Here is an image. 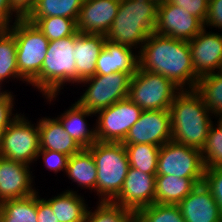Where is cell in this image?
I'll use <instances>...</instances> for the list:
<instances>
[{
    "label": "cell",
    "mask_w": 222,
    "mask_h": 222,
    "mask_svg": "<svg viewBox=\"0 0 222 222\" xmlns=\"http://www.w3.org/2000/svg\"><path fill=\"white\" fill-rule=\"evenodd\" d=\"M139 67L161 74L182 89H195V74L188 41L153 33L138 52Z\"/></svg>",
    "instance_id": "6da1fadb"
},
{
    "label": "cell",
    "mask_w": 222,
    "mask_h": 222,
    "mask_svg": "<svg viewBox=\"0 0 222 222\" xmlns=\"http://www.w3.org/2000/svg\"><path fill=\"white\" fill-rule=\"evenodd\" d=\"M172 140L202 150L216 117L195 89L180 90L170 106Z\"/></svg>",
    "instance_id": "7a4b0ae2"
},
{
    "label": "cell",
    "mask_w": 222,
    "mask_h": 222,
    "mask_svg": "<svg viewBox=\"0 0 222 222\" xmlns=\"http://www.w3.org/2000/svg\"><path fill=\"white\" fill-rule=\"evenodd\" d=\"M160 0H120L106 39L140 51L154 33Z\"/></svg>",
    "instance_id": "3957f363"
},
{
    "label": "cell",
    "mask_w": 222,
    "mask_h": 222,
    "mask_svg": "<svg viewBox=\"0 0 222 222\" xmlns=\"http://www.w3.org/2000/svg\"><path fill=\"white\" fill-rule=\"evenodd\" d=\"M75 34L49 41L40 73L29 83L49 102L56 101L65 85L76 86Z\"/></svg>",
    "instance_id": "277c9868"
},
{
    "label": "cell",
    "mask_w": 222,
    "mask_h": 222,
    "mask_svg": "<svg viewBox=\"0 0 222 222\" xmlns=\"http://www.w3.org/2000/svg\"><path fill=\"white\" fill-rule=\"evenodd\" d=\"M97 168L98 201L112 202L120 193L129 169L122 142H95L90 148Z\"/></svg>",
    "instance_id": "5b68a950"
},
{
    "label": "cell",
    "mask_w": 222,
    "mask_h": 222,
    "mask_svg": "<svg viewBox=\"0 0 222 222\" xmlns=\"http://www.w3.org/2000/svg\"><path fill=\"white\" fill-rule=\"evenodd\" d=\"M8 29L16 40L19 74L30 83L41 71L49 40L25 18L17 20Z\"/></svg>",
    "instance_id": "8992f818"
},
{
    "label": "cell",
    "mask_w": 222,
    "mask_h": 222,
    "mask_svg": "<svg viewBox=\"0 0 222 222\" xmlns=\"http://www.w3.org/2000/svg\"><path fill=\"white\" fill-rule=\"evenodd\" d=\"M135 73L117 72L108 75L95 74L83 79L77 85L85 88L77 103L88 111L96 113L112 104L128 98L131 77Z\"/></svg>",
    "instance_id": "52a82bcc"
},
{
    "label": "cell",
    "mask_w": 222,
    "mask_h": 222,
    "mask_svg": "<svg viewBox=\"0 0 222 222\" xmlns=\"http://www.w3.org/2000/svg\"><path fill=\"white\" fill-rule=\"evenodd\" d=\"M180 90L165 76L138 67L131 77L128 98L142 110H169Z\"/></svg>",
    "instance_id": "ba28073f"
},
{
    "label": "cell",
    "mask_w": 222,
    "mask_h": 222,
    "mask_svg": "<svg viewBox=\"0 0 222 222\" xmlns=\"http://www.w3.org/2000/svg\"><path fill=\"white\" fill-rule=\"evenodd\" d=\"M36 122L32 123L20 112L0 135V156L33 165L40 151L39 126Z\"/></svg>",
    "instance_id": "9c48e42d"
},
{
    "label": "cell",
    "mask_w": 222,
    "mask_h": 222,
    "mask_svg": "<svg viewBox=\"0 0 222 222\" xmlns=\"http://www.w3.org/2000/svg\"><path fill=\"white\" fill-rule=\"evenodd\" d=\"M143 110L129 98L95 113L96 138L100 142H123Z\"/></svg>",
    "instance_id": "30bf717a"
},
{
    "label": "cell",
    "mask_w": 222,
    "mask_h": 222,
    "mask_svg": "<svg viewBox=\"0 0 222 222\" xmlns=\"http://www.w3.org/2000/svg\"><path fill=\"white\" fill-rule=\"evenodd\" d=\"M204 174L205 166L200 150L173 140L160 147L156 175L204 178Z\"/></svg>",
    "instance_id": "8fae6325"
},
{
    "label": "cell",
    "mask_w": 222,
    "mask_h": 222,
    "mask_svg": "<svg viewBox=\"0 0 222 222\" xmlns=\"http://www.w3.org/2000/svg\"><path fill=\"white\" fill-rule=\"evenodd\" d=\"M204 23L182 7L160 0L154 33L175 39L190 41L202 29Z\"/></svg>",
    "instance_id": "7c38bea8"
},
{
    "label": "cell",
    "mask_w": 222,
    "mask_h": 222,
    "mask_svg": "<svg viewBox=\"0 0 222 222\" xmlns=\"http://www.w3.org/2000/svg\"><path fill=\"white\" fill-rule=\"evenodd\" d=\"M171 140L170 110H143L122 143L124 145L154 144L161 147Z\"/></svg>",
    "instance_id": "4fadbf2b"
},
{
    "label": "cell",
    "mask_w": 222,
    "mask_h": 222,
    "mask_svg": "<svg viewBox=\"0 0 222 222\" xmlns=\"http://www.w3.org/2000/svg\"><path fill=\"white\" fill-rule=\"evenodd\" d=\"M203 28L188 41L195 74L202 76L222 71V32Z\"/></svg>",
    "instance_id": "5bb4252c"
},
{
    "label": "cell",
    "mask_w": 222,
    "mask_h": 222,
    "mask_svg": "<svg viewBox=\"0 0 222 222\" xmlns=\"http://www.w3.org/2000/svg\"><path fill=\"white\" fill-rule=\"evenodd\" d=\"M32 167L0 156V203L28 197L39 191L35 187Z\"/></svg>",
    "instance_id": "9a60e30c"
},
{
    "label": "cell",
    "mask_w": 222,
    "mask_h": 222,
    "mask_svg": "<svg viewBox=\"0 0 222 222\" xmlns=\"http://www.w3.org/2000/svg\"><path fill=\"white\" fill-rule=\"evenodd\" d=\"M156 174H148L129 167L119 195L112 201L137 212L155 203Z\"/></svg>",
    "instance_id": "2e32d148"
},
{
    "label": "cell",
    "mask_w": 222,
    "mask_h": 222,
    "mask_svg": "<svg viewBox=\"0 0 222 222\" xmlns=\"http://www.w3.org/2000/svg\"><path fill=\"white\" fill-rule=\"evenodd\" d=\"M119 6L120 0H84L77 20V31L106 35Z\"/></svg>",
    "instance_id": "e0dca14e"
},
{
    "label": "cell",
    "mask_w": 222,
    "mask_h": 222,
    "mask_svg": "<svg viewBox=\"0 0 222 222\" xmlns=\"http://www.w3.org/2000/svg\"><path fill=\"white\" fill-rule=\"evenodd\" d=\"M185 222H222V215L211 190L198 184L178 205Z\"/></svg>",
    "instance_id": "ac0fdd59"
},
{
    "label": "cell",
    "mask_w": 222,
    "mask_h": 222,
    "mask_svg": "<svg viewBox=\"0 0 222 222\" xmlns=\"http://www.w3.org/2000/svg\"><path fill=\"white\" fill-rule=\"evenodd\" d=\"M138 67V51L106 39L104 48L96 61V74L135 73Z\"/></svg>",
    "instance_id": "d6986e66"
},
{
    "label": "cell",
    "mask_w": 222,
    "mask_h": 222,
    "mask_svg": "<svg viewBox=\"0 0 222 222\" xmlns=\"http://www.w3.org/2000/svg\"><path fill=\"white\" fill-rule=\"evenodd\" d=\"M105 41L106 36L103 34H82L78 31L75 33L76 85L96 74V61Z\"/></svg>",
    "instance_id": "ffe728a7"
},
{
    "label": "cell",
    "mask_w": 222,
    "mask_h": 222,
    "mask_svg": "<svg viewBox=\"0 0 222 222\" xmlns=\"http://www.w3.org/2000/svg\"><path fill=\"white\" fill-rule=\"evenodd\" d=\"M95 113L81 107L76 101L71 104L63 113L57 115V119L62 124L64 130L74 139L81 148H90L95 142L96 127H92L87 117H94Z\"/></svg>",
    "instance_id": "44dd1931"
},
{
    "label": "cell",
    "mask_w": 222,
    "mask_h": 222,
    "mask_svg": "<svg viewBox=\"0 0 222 222\" xmlns=\"http://www.w3.org/2000/svg\"><path fill=\"white\" fill-rule=\"evenodd\" d=\"M51 116L38 118L40 150H52L68 156L82 148L64 130L60 121Z\"/></svg>",
    "instance_id": "7402d4cb"
},
{
    "label": "cell",
    "mask_w": 222,
    "mask_h": 222,
    "mask_svg": "<svg viewBox=\"0 0 222 222\" xmlns=\"http://www.w3.org/2000/svg\"><path fill=\"white\" fill-rule=\"evenodd\" d=\"M204 178H180L156 175L155 203L178 205Z\"/></svg>",
    "instance_id": "603a6c76"
},
{
    "label": "cell",
    "mask_w": 222,
    "mask_h": 222,
    "mask_svg": "<svg viewBox=\"0 0 222 222\" xmlns=\"http://www.w3.org/2000/svg\"><path fill=\"white\" fill-rule=\"evenodd\" d=\"M44 199L50 204L58 222H84L89 204L84 195L78 193V188L77 191L68 188L57 193V196Z\"/></svg>",
    "instance_id": "cb8c5ba5"
},
{
    "label": "cell",
    "mask_w": 222,
    "mask_h": 222,
    "mask_svg": "<svg viewBox=\"0 0 222 222\" xmlns=\"http://www.w3.org/2000/svg\"><path fill=\"white\" fill-rule=\"evenodd\" d=\"M65 175L81 190L87 189L97 195V168L88 148H82L69 157Z\"/></svg>",
    "instance_id": "d4e9b609"
},
{
    "label": "cell",
    "mask_w": 222,
    "mask_h": 222,
    "mask_svg": "<svg viewBox=\"0 0 222 222\" xmlns=\"http://www.w3.org/2000/svg\"><path fill=\"white\" fill-rule=\"evenodd\" d=\"M16 40L8 28H0V82L9 84V81L29 83L19 74L16 56ZM8 80V81H7Z\"/></svg>",
    "instance_id": "484cf974"
},
{
    "label": "cell",
    "mask_w": 222,
    "mask_h": 222,
    "mask_svg": "<svg viewBox=\"0 0 222 222\" xmlns=\"http://www.w3.org/2000/svg\"><path fill=\"white\" fill-rule=\"evenodd\" d=\"M37 192L0 203V222H38Z\"/></svg>",
    "instance_id": "4316f807"
},
{
    "label": "cell",
    "mask_w": 222,
    "mask_h": 222,
    "mask_svg": "<svg viewBox=\"0 0 222 222\" xmlns=\"http://www.w3.org/2000/svg\"><path fill=\"white\" fill-rule=\"evenodd\" d=\"M83 2L84 0H36L34 8L25 19L61 16L77 22Z\"/></svg>",
    "instance_id": "83f0119b"
},
{
    "label": "cell",
    "mask_w": 222,
    "mask_h": 222,
    "mask_svg": "<svg viewBox=\"0 0 222 222\" xmlns=\"http://www.w3.org/2000/svg\"><path fill=\"white\" fill-rule=\"evenodd\" d=\"M195 90L216 119H222V71L200 77Z\"/></svg>",
    "instance_id": "f1b7e54d"
},
{
    "label": "cell",
    "mask_w": 222,
    "mask_h": 222,
    "mask_svg": "<svg viewBox=\"0 0 222 222\" xmlns=\"http://www.w3.org/2000/svg\"><path fill=\"white\" fill-rule=\"evenodd\" d=\"M96 203V208L88 207L84 222H137V213L133 210L123 208L114 202Z\"/></svg>",
    "instance_id": "f546056e"
},
{
    "label": "cell",
    "mask_w": 222,
    "mask_h": 222,
    "mask_svg": "<svg viewBox=\"0 0 222 222\" xmlns=\"http://www.w3.org/2000/svg\"><path fill=\"white\" fill-rule=\"evenodd\" d=\"M129 166L148 174H156L160 146L154 144L124 145Z\"/></svg>",
    "instance_id": "4dcf8cb0"
},
{
    "label": "cell",
    "mask_w": 222,
    "mask_h": 222,
    "mask_svg": "<svg viewBox=\"0 0 222 222\" xmlns=\"http://www.w3.org/2000/svg\"><path fill=\"white\" fill-rule=\"evenodd\" d=\"M26 20L34 24L49 41L73 36L77 32V22L70 18L54 16Z\"/></svg>",
    "instance_id": "1f68e13d"
},
{
    "label": "cell",
    "mask_w": 222,
    "mask_h": 222,
    "mask_svg": "<svg viewBox=\"0 0 222 222\" xmlns=\"http://www.w3.org/2000/svg\"><path fill=\"white\" fill-rule=\"evenodd\" d=\"M201 150L205 169L222 166V119H216Z\"/></svg>",
    "instance_id": "d6a6232c"
},
{
    "label": "cell",
    "mask_w": 222,
    "mask_h": 222,
    "mask_svg": "<svg viewBox=\"0 0 222 222\" xmlns=\"http://www.w3.org/2000/svg\"><path fill=\"white\" fill-rule=\"evenodd\" d=\"M136 213L137 222H185L177 205L153 203Z\"/></svg>",
    "instance_id": "836d02e7"
},
{
    "label": "cell",
    "mask_w": 222,
    "mask_h": 222,
    "mask_svg": "<svg viewBox=\"0 0 222 222\" xmlns=\"http://www.w3.org/2000/svg\"><path fill=\"white\" fill-rule=\"evenodd\" d=\"M69 157L70 156L66 154L52 150H40L37 154L36 161L41 158L45 168L48 169V171H52L54 174L61 171L65 175Z\"/></svg>",
    "instance_id": "e575fe53"
},
{
    "label": "cell",
    "mask_w": 222,
    "mask_h": 222,
    "mask_svg": "<svg viewBox=\"0 0 222 222\" xmlns=\"http://www.w3.org/2000/svg\"><path fill=\"white\" fill-rule=\"evenodd\" d=\"M204 184L211 190L222 215V166L205 169Z\"/></svg>",
    "instance_id": "d590c367"
},
{
    "label": "cell",
    "mask_w": 222,
    "mask_h": 222,
    "mask_svg": "<svg viewBox=\"0 0 222 222\" xmlns=\"http://www.w3.org/2000/svg\"><path fill=\"white\" fill-rule=\"evenodd\" d=\"M170 4L182 7L185 11L191 15L199 18L203 23H205L207 14L209 0H166Z\"/></svg>",
    "instance_id": "8d00e7d4"
},
{
    "label": "cell",
    "mask_w": 222,
    "mask_h": 222,
    "mask_svg": "<svg viewBox=\"0 0 222 222\" xmlns=\"http://www.w3.org/2000/svg\"><path fill=\"white\" fill-rule=\"evenodd\" d=\"M204 28L222 31V0H209L208 14L204 23ZM221 29V30H219Z\"/></svg>",
    "instance_id": "74e56055"
},
{
    "label": "cell",
    "mask_w": 222,
    "mask_h": 222,
    "mask_svg": "<svg viewBox=\"0 0 222 222\" xmlns=\"http://www.w3.org/2000/svg\"><path fill=\"white\" fill-rule=\"evenodd\" d=\"M20 19L21 17L11 7L10 0H0V28H9Z\"/></svg>",
    "instance_id": "f35d334b"
},
{
    "label": "cell",
    "mask_w": 222,
    "mask_h": 222,
    "mask_svg": "<svg viewBox=\"0 0 222 222\" xmlns=\"http://www.w3.org/2000/svg\"><path fill=\"white\" fill-rule=\"evenodd\" d=\"M37 221L38 222H58L50 204L41 197L37 191Z\"/></svg>",
    "instance_id": "ab89813d"
},
{
    "label": "cell",
    "mask_w": 222,
    "mask_h": 222,
    "mask_svg": "<svg viewBox=\"0 0 222 222\" xmlns=\"http://www.w3.org/2000/svg\"><path fill=\"white\" fill-rule=\"evenodd\" d=\"M15 103H2L0 104V135L9 126V124L20 114L14 113Z\"/></svg>",
    "instance_id": "60d3db41"
},
{
    "label": "cell",
    "mask_w": 222,
    "mask_h": 222,
    "mask_svg": "<svg viewBox=\"0 0 222 222\" xmlns=\"http://www.w3.org/2000/svg\"><path fill=\"white\" fill-rule=\"evenodd\" d=\"M11 7L21 17L25 18L34 8L36 0H10Z\"/></svg>",
    "instance_id": "b9f144b4"
},
{
    "label": "cell",
    "mask_w": 222,
    "mask_h": 222,
    "mask_svg": "<svg viewBox=\"0 0 222 222\" xmlns=\"http://www.w3.org/2000/svg\"><path fill=\"white\" fill-rule=\"evenodd\" d=\"M4 83L0 82V104L2 103H15L16 95L10 90H6L3 86ZM3 87V88H2ZM5 89V90H4Z\"/></svg>",
    "instance_id": "7bdbcfd3"
}]
</instances>
